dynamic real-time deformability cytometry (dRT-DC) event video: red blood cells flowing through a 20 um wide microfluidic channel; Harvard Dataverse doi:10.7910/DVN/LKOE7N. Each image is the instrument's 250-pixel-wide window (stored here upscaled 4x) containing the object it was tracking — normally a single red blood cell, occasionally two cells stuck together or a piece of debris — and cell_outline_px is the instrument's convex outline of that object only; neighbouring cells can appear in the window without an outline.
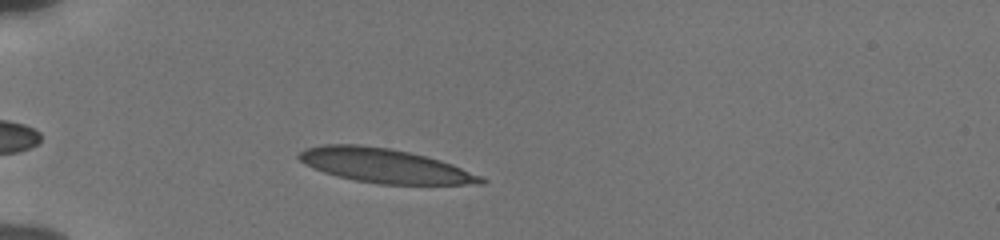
{"species": "human", "species_latin": "Homo sapiens", "temperature_condition": "cold", "stored_images_in_passage": 43, "camera_frame_rate_fps": 3000, "um_per_image_px": 0.085, "donor": {"sex": "male"}, "frame": {"image": 1, "passage_image": 6, "time_ms": 1.667, "image_size_px": [1000, 240], "cell_outline_px": [[488, 180], [484, 184], [380, 184], [356, 180], [324, 172], [312, 168], [304, 164], [296, 156], [304, 148], [324, 144], [360, 144], [388, 148], [408, 152], [440, 160], [452, 164], [484, 176]], "centroid_in_image_um": [32.71, 14.08], "position_along_channel_um": 52.3, "area_um2": 36.24}}
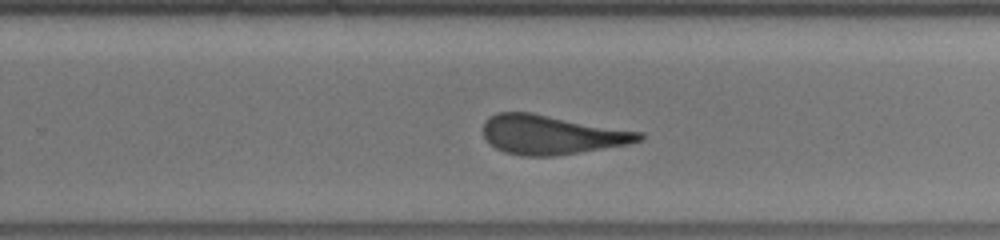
{"frame": {"image": 2, "passage_image": 26, "time_ms": 8.333, "image_size_px": [1000, 240], "cell_outline_px": [[644, 140], [628, 144], [556, 156], [524, 156], [504, 152], [488, 144], [484, 136], [484, 120], [488, 116], [496, 112], [532, 112], [644, 132]], "centroid_in_image_um": [46.88, 11.44], "position_along_channel_um": 282.9, "area_um2": 36.07}}
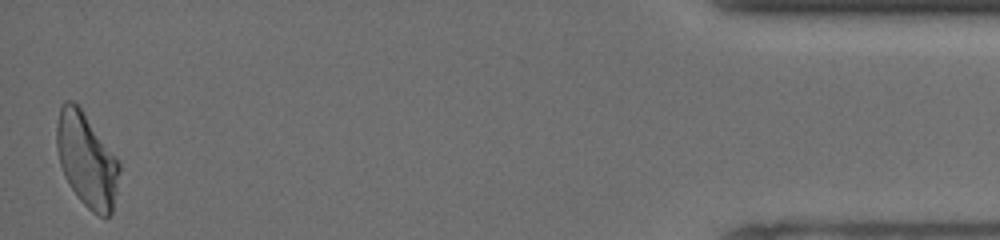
{"frame": {"image": 3, "passage_image": 43, "time_ms": 14.0, "image_size_px": [1000, 240], "cell_outline_px": [[120, 172], [112, 212], [108, 216], [100, 216], [92, 212], [80, 200], [64, 176], [60, 164], [56, 148], [56, 124], [60, 104], [64, 100], [72, 100], [80, 108], [120, 164]], "centroid_in_image_um": [7.33, 13.59], "position_along_channel_um": 427.9, "area_um2": 33.81}, "authors_computed_cell_mechanics": {"area_um2": 36.3562, "velocity_mm_per_s": 3.8345, "shape_relaxation_time_tau1_ms": 7.0586, "shape_relaxation_time_tau2_ms": 1.1313, "deformation_change_tau1": 0.2138, "deformation_change_tau2": 0.1021}}